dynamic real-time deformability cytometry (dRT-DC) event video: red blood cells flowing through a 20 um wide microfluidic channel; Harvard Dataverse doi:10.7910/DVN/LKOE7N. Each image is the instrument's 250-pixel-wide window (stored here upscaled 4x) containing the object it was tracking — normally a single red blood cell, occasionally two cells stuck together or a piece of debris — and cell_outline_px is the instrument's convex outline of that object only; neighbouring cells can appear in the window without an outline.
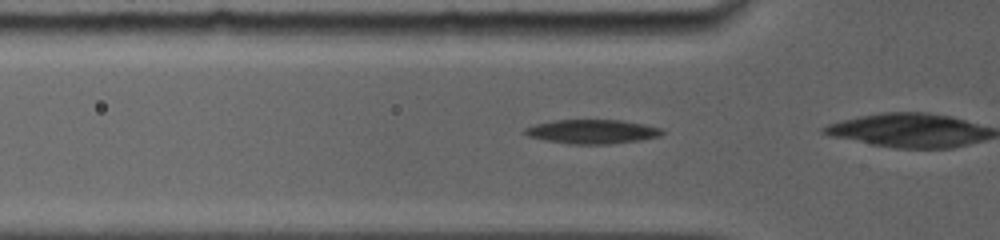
{"species": "common noctule bat (a hibernating species)", "species_latin": "Nyctalus noctula", "temperature_condition": "room temperature", "stored_images_in_passage": 5, "camera_frame_rate_fps": 5000, "um_per_image_px": 0.085, "animal": {"sex": "female", "body_mass_g": 19.0, "forearm_length_mm": 56.7}, "frame": {"image": 1, "passage_image": 2, "time_ms": 0.6, "image_size_px": [1000, 240], "cell_outline_px": [[664, 132], [660, 136], [640, 140], [608, 144], [568, 144], [544, 140], [528, 136], [524, 132], [524, 128], [536, 124], [552, 120], [620, 120], [644, 124], [664, 128]], "centroid_in_image_um": [50.35, 11.18], "position_along_channel_um": 75.5, "area_um2": 19.36}}
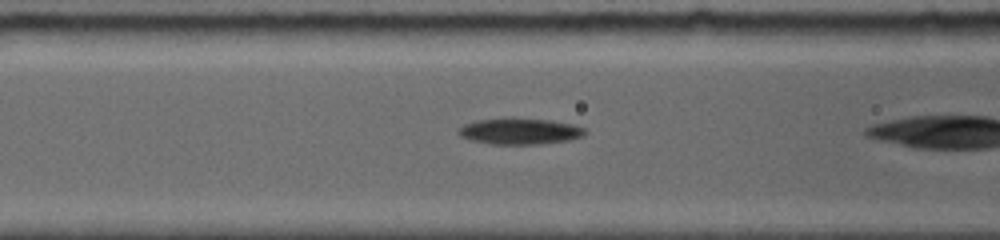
{"frame": {"image": 2, "passage_image": 4, "time_ms": 1.8, "image_size_px": [1000, 240], "cell_outline_px": [[588, 132], [584, 136], [568, 140], [540, 144], [492, 144], [472, 140], [460, 136], [456, 132], [456, 128], [464, 124], [476, 120], [508, 116], [512, 116], [548, 120], [572, 124], [584, 128]], "centroid_in_image_um": [44.14, 11.13], "position_along_channel_um": 122.5, "area_um2": 19.83}}